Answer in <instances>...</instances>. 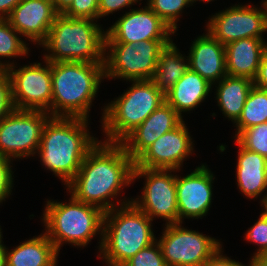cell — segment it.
<instances>
[{
  "mask_svg": "<svg viewBox=\"0 0 267 266\" xmlns=\"http://www.w3.org/2000/svg\"><path fill=\"white\" fill-rule=\"evenodd\" d=\"M265 183H266V189H267V164H266V168H265ZM266 197H267V194L262 196V199L260 201L262 202Z\"/></svg>",
  "mask_w": 267,
  "mask_h": 266,
  "instance_id": "cell-44",
  "label": "cell"
},
{
  "mask_svg": "<svg viewBox=\"0 0 267 266\" xmlns=\"http://www.w3.org/2000/svg\"><path fill=\"white\" fill-rule=\"evenodd\" d=\"M117 208L104 212L100 254L107 266H123L138 251L156 241L152 219L132 199H124Z\"/></svg>",
  "mask_w": 267,
  "mask_h": 266,
  "instance_id": "cell-3",
  "label": "cell"
},
{
  "mask_svg": "<svg viewBox=\"0 0 267 266\" xmlns=\"http://www.w3.org/2000/svg\"><path fill=\"white\" fill-rule=\"evenodd\" d=\"M58 14H63L72 4L73 0H51Z\"/></svg>",
  "mask_w": 267,
  "mask_h": 266,
  "instance_id": "cell-39",
  "label": "cell"
},
{
  "mask_svg": "<svg viewBox=\"0 0 267 266\" xmlns=\"http://www.w3.org/2000/svg\"><path fill=\"white\" fill-rule=\"evenodd\" d=\"M174 169H149L134 167L133 181L145 177V185L141 196L132 202L152 220L160 217L165 225L179 223L176 196V175ZM141 197V198H140Z\"/></svg>",
  "mask_w": 267,
  "mask_h": 266,
  "instance_id": "cell-10",
  "label": "cell"
},
{
  "mask_svg": "<svg viewBox=\"0 0 267 266\" xmlns=\"http://www.w3.org/2000/svg\"><path fill=\"white\" fill-rule=\"evenodd\" d=\"M192 138L185 121L153 142L135 161L134 167L180 170L192 154Z\"/></svg>",
  "mask_w": 267,
  "mask_h": 266,
  "instance_id": "cell-15",
  "label": "cell"
},
{
  "mask_svg": "<svg viewBox=\"0 0 267 266\" xmlns=\"http://www.w3.org/2000/svg\"><path fill=\"white\" fill-rule=\"evenodd\" d=\"M123 266H167L157 240L138 251Z\"/></svg>",
  "mask_w": 267,
  "mask_h": 266,
  "instance_id": "cell-30",
  "label": "cell"
},
{
  "mask_svg": "<svg viewBox=\"0 0 267 266\" xmlns=\"http://www.w3.org/2000/svg\"><path fill=\"white\" fill-rule=\"evenodd\" d=\"M173 40H146L137 44L105 43V78L151 80L160 52Z\"/></svg>",
  "mask_w": 267,
  "mask_h": 266,
  "instance_id": "cell-8",
  "label": "cell"
},
{
  "mask_svg": "<svg viewBox=\"0 0 267 266\" xmlns=\"http://www.w3.org/2000/svg\"><path fill=\"white\" fill-rule=\"evenodd\" d=\"M157 242L167 266H203L222 246L214 237L188 230L182 223L165 225Z\"/></svg>",
  "mask_w": 267,
  "mask_h": 266,
  "instance_id": "cell-11",
  "label": "cell"
},
{
  "mask_svg": "<svg viewBox=\"0 0 267 266\" xmlns=\"http://www.w3.org/2000/svg\"><path fill=\"white\" fill-rule=\"evenodd\" d=\"M57 15L51 0H21L6 20L21 37L40 45Z\"/></svg>",
  "mask_w": 267,
  "mask_h": 266,
  "instance_id": "cell-17",
  "label": "cell"
},
{
  "mask_svg": "<svg viewBox=\"0 0 267 266\" xmlns=\"http://www.w3.org/2000/svg\"><path fill=\"white\" fill-rule=\"evenodd\" d=\"M264 8V11H265V19H266V27H267V0H264V2L262 3L261 5V8Z\"/></svg>",
  "mask_w": 267,
  "mask_h": 266,
  "instance_id": "cell-42",
  "label": "cell"
},
{
  "mask_svg": "<svg viewBox=\"0 0 267 266\" xmlns=\"http://www.w3.org/2000/svg\"><path fill=\"white\" fill-rule=\"evenodd\" d=\"M182 121L183 118L165 101L120 143L135 161L155 140L176 128Z\"/></svg>",
  "mask_w": 267,
  "mask_h": 266,
  "instance_id": "cell-18",
  "label": "cell"
},
{
  "mask_svg": "<svg viewBox=\"0 0 267 266\" xmlns=\"http://www.w3.org/2000/svg\"><path fill=\"white\" fill-rule=\"evenodd\" d=\"M245 239L260 246L251 258L267 255V216L263 212L256 223L247 230Z\"/></svg>",
  "mask_w": 267,
  "mask_h": 266,
  "instance_id": "cell-31",
  "label": "cell"
},
{
  "mask_svg": "<svg viewBox=\"0 0 267 266\" xmlns=\"http://www.w3.org/2000/svg\"><path fill=\"white\" fill-rule=\"evenodd\" d=\"M51 117L89 118L92 102L105 78L104 64L51 62Z\"/></svg>",
  "mask_w": 267,
  "mask_h": 266,
  "instance_id": "cell-4",
  "label": "cell"
},
{
  "mask_svg": "<svg viewBox=\"0 0 267 266\" xmlns=\"http://www.w3.org/2000/svg\"><path fill=\"white\" fill-rule=\"evenodd\" d=\"M243 148L267 159V122L243 130L236 138Z\"/></svg>",
  "mask_w": 267,
  "mask_h": 266,
  "instance_id": "cell-29",
  "label": "cell"
},
{
  "mask_svg": "<svg viewBox=\"0 0 267 266\" xmlns=\"http://www.w3.org/2000/svg\"><path fill=\"white\" fill-rule=\"evenodd\" d=\"M196 1L211 2L213 0H191V4L193 5V3H195Z\"/></svg>",
  "mask_w": 267,
  "mask_h": 266,
  "instance_id": "cell-45",
  "label": "cell"
},
{
  "mask_svg": "<svg viewBox=\"0 0 267 266\" xmlns=\"http://www.w3.org/2000/svg\"><path fill=\"white\" fill-rule=\"evenodd\" d=\"M214 179L213 173L206 164L196 167L182 178L176 175L179 223H183L184 218L202 219L206 216L212 203Z\"/></svg>",
  "mask_w": 267,
  "mask_h": 266,
  "instance_id": "cell-16",
  "label": "cell"
},
{
  "mask_svg": "<svg viewBox=\"0 0 267 266\" xmlns=\"http://www.w3.org/2000/svg\"><path fill=\"white\" fill-rule=\"evenodd\" d=\"M102 30L95 20L58 14L46 39L40 44L49 52L43 59L104 64L106 33Z\"/></svg>",
  "mask_w": 267,
  "mask_h": 266,
  "instance_id": "cell-5",
  "label": "cell"
},
{
  "mask_svg": "<svg viewBox=\"0 0 267 266\" xmlns=\"http://www.w3.org/2000/svg\"><path fill=\"white\" fill-rule=\"evenodd\" d=\"M192 41L189 50V68L212 85L227 75L225 45L208 31Z\"/></svg>",
  "mask_w": 267,
  "mask_h": 266,
  "instance_id": "cell-19",
  "label": "cell"
},
{
  "mask_svg": "<svg viewBox=\"0 0 267 266\" xmlns=\"http://www.w3.org/2000/svg\"><path fill=\"white\" fill-rule=\"evenodd\" d=\"M208 31L221 44L243 38L265 39L267 32L264 8L255 5H233L226 10L215 13L206 25Z\"/></svg>",
  "mask_w": 267,
  "mask_h": 266,
  "instance_id": "cell-13",
  "label": "cell"
},
{
  "mask_svg": "<svg viewBox=\"0 0 267 266\" xmlns=\"http://www.w3.org/2000/svg\"><path fill=\"white\" fill-rule=\"evenodd\" d=\"M250 259H251V266H267V255Z\"/></svg>",
  "mask_w": 267,
  "mask_h": 266,
  "instance_id": "cell-40",
  "label": "cell"
},
{
  "mask_svg": "<svg viewBox=\"0 0 267 266\" xmlns=\"http://www.w3.org/2000/svg\"><path fill=\"white\" fill-rule=\"evenodd\" d=\"M267 42L258 38H243L225 45L227 75L254 80Z\"/></svg>",
  "mask_w": 267,
  "mask_h": 266,
  "instance_id": "cell-20",
  "label": "cell"
},
{
  "mask_svg": "<svg viewBox=\"0 0 267 266\" xmlns=\"http://www.w3.org/2000/svg\"><path fill=\"white\" fill-rule=\"evenodd\" d=\"M130 10L106 29L105 43L137 44L146 40H172L171 36L176 34L148 6Z\"/></svg>",
  "mask_w": 267,
  "mask_h": 266,
  "instance_id": "cell-14",
  "label": "cell"
},
{
  "mask_svg": "<svg viewBox=\"0 0 267 266\" xmlns=\"http://www.w3.org/2000/svg\"><path fill=\"white\" fill-rule=\"evenodd\" d=\"M188 69V56H183L172 41L160 52L151 81L165 96Z\"/></svg>",
  "mask_w": 267,
  "mask_h": 266,
  "instance_id": "cell-25",
  "label": "cell"
},
{
  "mask_svg": "<svg viewBox=\"0 0 267 266\" xmlns=\"http://www.w3.org/2000/svg\"><path fill=\"white\" fill-rule=\"evenodd\" d=\"M260 203L263 205L262 207H264L263 208L264 209L263 213L267 216V197Z\"/></svg>",
  "mask_w": 267,
  "mask_h": 266,
  "instance_id": "cell-43",
  "label": "cell"
},
{
  "mask_svg": "<svg viewBox=\"0 0 267 266\" xmlns=\"http://www.w3.org/2000/svg\"><path fill=\"white\" fill-rule=\"evenodd\" d=\"M13 160L3 157L0 155V204L11 195L13 189V171L12 164ZM13 175V176H12Z\"/></svg>",
  "mask_w": 267,
  "mask_h": 266,
  "instance_id": "cell-34",
  "label": "cell"
},
{
  "mask_svg": "<svg viewBox=\"0 0 267 266\" xmlns=\"http://www.w3.org/2000/svg\"><path fill=\"white\" fill-rule=\"evenodd\" d=\"M222 246L219 248L204 264L203 266H245L239 261L233 260L225 255H222ZM251 266V261L249 263Z\"/></svg>",
  "mask_w": 267,
  "mask_h": 266,
  "instance_id": "cell-36",
  "label": "cell"
},
{
  "mask_svg": "<svg viewBox=\"0 0 267 266\" xmlns=\"http://www.w3.org/2000/svg\"><path fill=\"white\" fill-rule=\"evenodd\" d=\"M131 87L103 108L102 128L106 142L120 143L154 110L165 96L151 80L131 81Z\"/></svg>",
  "mask_w": 267,
  "mask_h": 266,
  "instance_id": "cell-7",
  "label": "cell"
},
{
  "mask_svg": "<svg viewBox=\"0 0 267 266\" xmlns=\"http://www.w3.org/2000/svg\"><path fill=\"white\" fill-rule=\"evenodd\" d=\"M0 227H1V226H0ZM2 235H3V234H2V232H1V228H0V245L3 244V243H2V242H3V241H2V238H3Z\"/></svg>",
  "mask_w": 267,
  "mask_h": 266,
  "instance_id": "cell-46",
  "label": "cell"
},
{
  "mask_svg": "<svg viewBox=\"0 0 267 266\" xmlns=\"http://www.w3.org/2000/svg\"><path fill=\"white\" fill-rule=\"evenodd\" d=\"M68 203L48 200L42 222L45 234L53 242L57 252L63 243L85 247L100 234L99 251L102 244L104 212L93 205L76 200L72 195Z\"/></svg>",
  "mask_w": 267,
  "mask_h": 266,
  "instance_id": "cell-6",
  "label": "cell"
},
{
  "mask_svg": "<svg viewBox=\"0 0 267 266\" xmlns=\"http://www.w3.org/2000/svg\"><path fill=\"white\" fill-rule=\"evenodd\" d=\"M50 114L44 111L16 110L0 121V155L11 160L34 156Z\"/></svg>",
  "mask_w": 267,
  "mask_h": 266,
  "instance_id": "cell-9",
  "label": "cell"
},
{
  "mask_svg": "<svg viewBox=\"0 0 267 266\" xmlns=\"http://www.w3.org/2000/svg\"><path fill=\"white\" fill-rule=\"evenodd\" d=\"M21 0H0V19H6Z\"/></svg>",
  "mask_w": 267,
  "mask_h": 266,
  "instance_id": "cell-38",
  "label": "cell"
},
{
  "mask_svg": "<svg viewBox=\"0 0 267 266\" xmlns=\"http://www.w3.org/2000/svg\"><path fill=\"white\" fill-rule=\"evenodd\" d=\"M191 0H147V6L155 12L175 33L177 22L184 7H189Z\"/></svg>",
  "mask_w": 267,
  "mask_h": 266,
  "instance_id": "cell-28",
  "label": "cell"
},
{
  "mask_svg": "<svg viewBox=\"0 0 267 266\" xmlns=\"http://www.w3.org/2000/svg\"><path fill=\"white\" fill-rule=\"evenodd\" d=\"M142 0H99L98 19L113 14L123 8L130 7Z\"/></svg>",
  "mask_w": 267,
  "mask_h": 266,
  "instance_id": "cell-35",
  "label": "cell"
},
{
  "mask_svg": "<svg viewBox=\"0 0 267 266\" xmlns=\"http://www.w3.org/2000/svg\"><path fill=\"white\" fill-rule=\"evenodd\" d=\"M212 84L190 68L165 95V101L181 116L199 106L211 93Z\"/></svg>",
  "mask_w": 267,
  "mask_h": 266,
  "instance_id": "cell-21",
  "label": "cell"
},
{
  "mask_svg": "<svg viewBox=\"0 0 267 266\" xmlns=\"http://www.w3.org/2000/svg\"><path fill=\"white\" fill-rule=\"evenodd\" d=\"M99 0H73L63 15L70 18H88L98 21Z\"/></svg>",
  "mask_w": 267,
  "mask_h": 266,
  "instance_id": "cell-32",
  "label": "cell"
},
{
  "mask_svg": "<svg viewBox=\"0 0 267 266\" xmlns=\"http://www.w3.org/2000/svg\"><path fill=\"white\" fill-rule=\"evenodd\" d=\"M79 117H50L41 135L38 153L42 165L67 185L79 171L88 151L99 141Z\"/></svg>",
  "mask_w": 267,
  "mask_h": 266,
  "instance_id": "cell-2",
  "label": "cell"
},
{
  "mask_svg": "<svg viewBox=\"0 0 267 266\" xmlns=\"http://www.w3.org/2000/svg\"><path fill=\"white\" fill-rule=\"evenodd\" d=\"M18 32L9 24L6 19H0V57L12 58L28 55L29 48L24 39L18 36ZM14 62H2L0 60V69H8Z\"/></svg>",
  "mask_w": 267,
  "mask_h": 266,
  "instance_id": "cell-27",
  "label": "cell"
},
{
  "mask_svg": "<svg viewBox=\"0 0 267 266\" xmlns=\"http://www.w3.org/2000/svg\"><path fill=\"white\" fill-rule=\"evenodd\" d=\"M14 109L9 73L0 69V121Z\"/></svg>",
  "mask_w": 267,
  "mask_h": 266,
  "instance_id": "cell-33",
  "label": "cell"
},
{
  "mask_svg": "<svg viewBox=\"0 0 267 266\" xmlns=\"http://www.w3.org/2000/svg\"><path fill=\"white\" fill-rule=\"evenodd\" d=\"M31 63L6 69L11 79L12 102L16 110L44 111L51 116L52 75L51 62Z\"/></svg>",
  "mask_w": 267,
  "mask_h": 266,
  "instance_id": "cell-12",
  "label": "cell"
},
{
  "mask_svg": "<svg viewBox=\"0 0 267 266\" xmlns=\"http://www.w3.org/2000/svg\"><path fill=\"white\" fill-rule=\"evenodd\" d=\"M134 166L121 143L98 141L88 151L66 190L80 202L96 206L103 212L110 211L117 207L112 198H117L125 186L134 182Z\"/></svg>",
  "mask_w": 267,
  "mask_h": 266,
  "instance_id": "cell-1",
  "label": "cell"
},
{
  "mask_svg": "<svg viewBox=\"0 0 267 266\" xmlns=\"http://www.w3.org/2000/svg\"><path fill=\"white\" fill-rule=\"evenodd\" d=\"M8 249L7 266H57L59 253L45 233Z\"/></svg>",
  "mask_w": 267,
  "mask_h": 266,
  "instance_id": "cell-23",
  "label": "cell"
},
{
  "mask_svg": "<svg viewBox=\"0 0 267 266\" xmlns=\"http://www.w3.org/2000/svg\"><path fill=\"white\" fill-rule=\"evenodd\" d=\"M235 144L239 146L236 184L246 198L255 199L266 190L265 168L267 159L258 153L243 148L237 141Z\"/></svg>",
  "mask_w": 267,
  "mask_h": 266,
  "instance_id": "cell-22",
  "label": "cell"
},
{
  "mask_svg": "<svg viewBox=\"0 0 267 266\" xmlns=\"http://www.w3.org/2000/svg\"><path fill=\"white\" fill-rule=\"evenodd\" d=\"M216 88V100L222 114L233 124L239 119L253 80L246 77L226 75Z\"/></svg>",
  "mask_w": 267,
  "mask_h": 266,
  "instance_id": "cell-24",
  "label": "cell"
},
{
  "mask_svg": "<svg viewBox=\"0 0 267 266\" xmlns=\"http://www.w3.org/2000/svg\"><path fill=\"white\" fill-rule=\"evenodd\" d=\"M254 86L267 89V47L261 59L258 73L253 80Z\"/></svg>",
  "mask_w": 267,
  "mask_h": 266,
  "instance_id": "cell-37",
  "label": "cell"
},
{
  "mask_svg": "<svg viewBox=\"0 0 267 266\" xmlns=\"http://www.w3.org/2000/svg\"><path fill=\"white\" fill-rule=\"evenodd\" d=\"M267 122V89L253 85L246 98L242 113L235 122L237 127L234 138L243 130Z\"/></svg>",
  "mask_w": 267,
  "mask_h": 266,
  "instance_id": "cell-26",
  "label": "cell"
},
{
  "mask_svg": "<svg viewBox=\"0 0 267 266\" xmlns=\"http://www.w3.org/2000/svg\"><path fill=\"white\" fill-rule=\"evenodd\" d=\"M7 253L4 244L0 245V266H7Z\"/></svg>",
  "mask_w": 267,
  "mask_h": 266,
  "instance_id": "cell-41",
  "label": "cell"
}]
</instances>
